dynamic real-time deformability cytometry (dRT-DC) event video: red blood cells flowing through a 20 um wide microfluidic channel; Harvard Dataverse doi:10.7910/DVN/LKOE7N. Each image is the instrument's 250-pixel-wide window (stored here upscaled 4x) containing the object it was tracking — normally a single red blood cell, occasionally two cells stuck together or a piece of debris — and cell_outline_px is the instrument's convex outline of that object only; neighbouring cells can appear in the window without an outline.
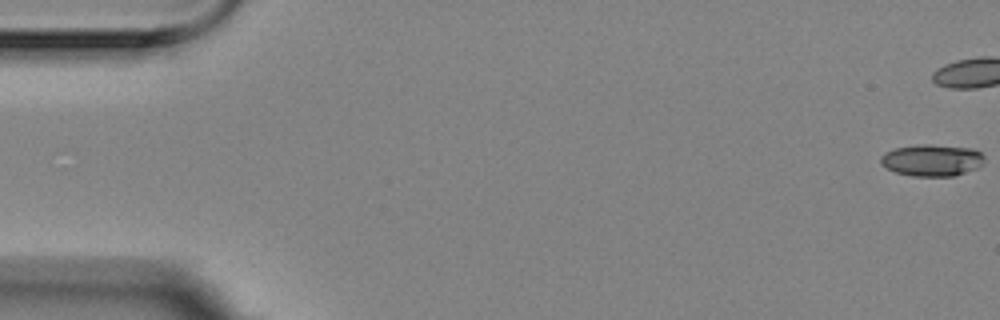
{"species": "Egyptian fruit bat (a non-hibernating species)", "species_latin": "Rousettus aegyptiacus", "temperature_condition": "room temperature", "stored_images_in_passage": 7, "camera_frame_rate_fps": 3000, "um_per_image_px": 0.085, "animal": {"sex": "female"}, "frame": {"image": 1, "passage_image": 1, "time_ms": 0.0, "image_size_px": [1000, 320], "cell_outline_px": [[984, 164], [976, 168], [952, 176], [912, 176], [896, 172], [880, 164], [880, 156], [884, 152], [896, 148], [924, 144], [928, 144], [972, 148], [980, 152], [984, 156]], "centroid_in_image_um": [79.21, 13.61], "position_along_channel_um": 5.8, "area_um2": 19.13}}
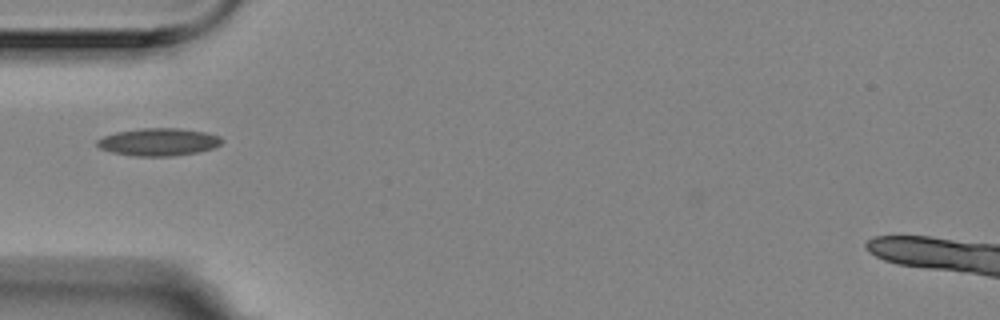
{"frame": {"image": 2, "passage_image": 6, "time_ms": 1.667, "image_size_px": [1000, 320], "cell_outline_px": [[224, 140], [220, 144], [212, 148], [196, 152], [172, 156], [132, 156], [112, 152], [100, 148], [96, 144], [96, 140], [104, 136], [116, 132], [144, 128], [180, 128], [204, 132], [220, 136]], "centroid_in_image_um": [13.46, 12.06], "position_along_channel_um": 71.5, "area_um2": 19.94}}
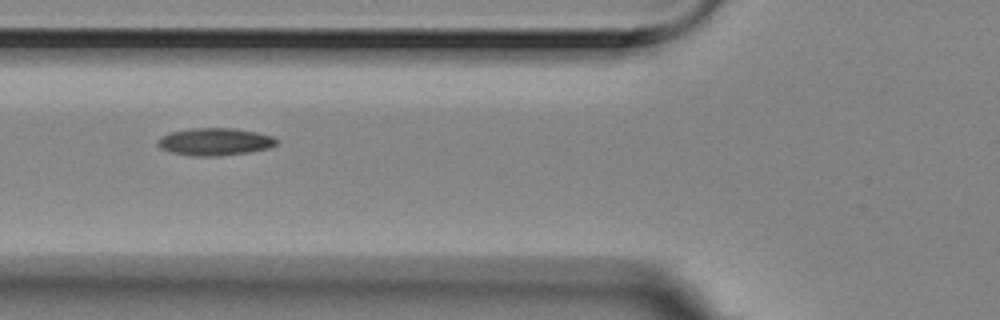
{"frame": {"image": 3, "passage_image": 7, "time_ms": 2.0, "image_size_px": [1000, 320], "cell_outline_px": [[280, 140], [276, 144], [268, 148], [248, 152], [220, 156], [196, 156], [172, 152], [160, 148], [156, 144], [156, 140], [160, 136], [172, 132], [188, 128], [236, 128], [256, 132], [272, 136]], "centroid_in_image_um": [18.25, 12.04], "position_along_channel_um": 107.5, "area_um2": 19.07}}